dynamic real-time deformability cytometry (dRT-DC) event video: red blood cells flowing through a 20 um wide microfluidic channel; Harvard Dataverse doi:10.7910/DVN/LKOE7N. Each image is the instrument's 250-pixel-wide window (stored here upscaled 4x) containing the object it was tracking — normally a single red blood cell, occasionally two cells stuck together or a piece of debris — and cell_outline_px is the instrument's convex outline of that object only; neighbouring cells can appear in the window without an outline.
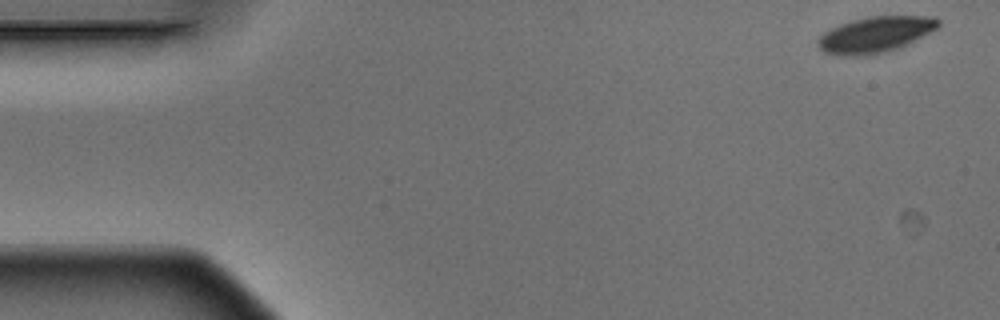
{"species": "Egyptian fruit bat (a non-hibernating species)", "species_latin": "Rousettus aegyptiacus", "temperature_condition": "warm", "stored_images_in_passage": 5, "segment_of_instrument_passage": [1, 2], "camera_frame_rate_fps": 3000, "um_per_image_px": 0.085, "animal": {"sex": "male"}, "frame": {"image": 1, "passage_image": 1, "time_ms": 0.0, "image_size_px": [1000, 320], "cell_outline_px": [[940, 24], [936, 28], [908, 44], [900, 48], [888, 52], [868, 56], [836, 56], [824, 52], [816, 44], [816, 40], [824, 32], [840, 24], [868, 16], [936, 16], [940, 20]], "centroid_in_image_um": [74.38, 2.96], "position_along_channel_um": 10.6, "area_um2": 25.49}}